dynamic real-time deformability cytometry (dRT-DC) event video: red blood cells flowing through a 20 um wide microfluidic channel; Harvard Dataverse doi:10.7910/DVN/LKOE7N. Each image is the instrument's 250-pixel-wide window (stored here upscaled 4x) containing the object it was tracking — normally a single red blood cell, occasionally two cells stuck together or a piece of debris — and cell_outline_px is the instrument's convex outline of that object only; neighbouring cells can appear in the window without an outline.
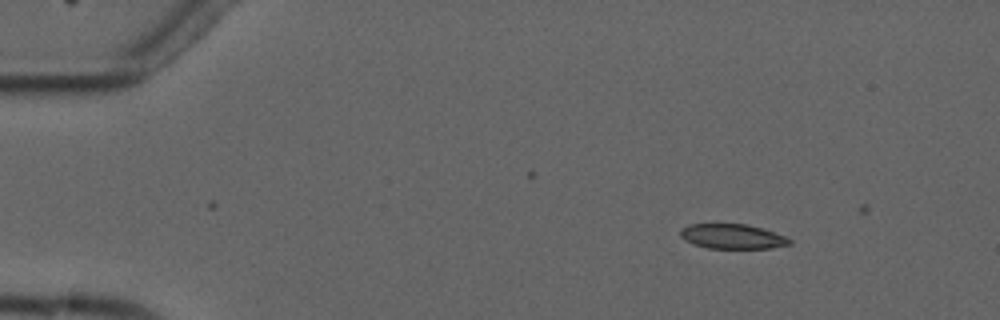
{"species": "common noctule bat (a hibernating species)", "species_latin": "Nyctalus noctula", "temperature_condition": "cold", "stored_images_in_passage": 7, "camera_frame_rate_fps": 3000, "um_per_image_px": 0.085, "animal": {"sex": "male", "forearm_length_mm": 52.5}, "frame": {"image": 1, "passage_image": 2, "time_ms": 1.0, "image_size_px": [1000, 320], "cell_outline_px": [[792, 244], [772, 248], [708, 248], [692, 244], [684, 240], [680, 236], [680, 228], [688, 224], [748, 224], [784, 236], [792, 240]], "centroid_in_image_um": [62.21, 20.1], "position_along_channel_um": 22.8, "area_um2": 15.78}}